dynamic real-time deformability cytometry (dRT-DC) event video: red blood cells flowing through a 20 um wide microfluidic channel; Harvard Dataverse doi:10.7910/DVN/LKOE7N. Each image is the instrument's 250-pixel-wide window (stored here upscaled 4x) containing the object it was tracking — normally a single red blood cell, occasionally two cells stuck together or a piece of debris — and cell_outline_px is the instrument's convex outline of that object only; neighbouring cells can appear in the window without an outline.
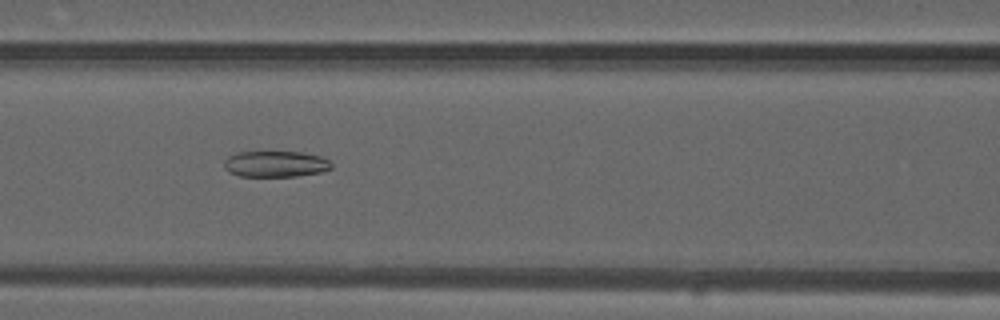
{"species": "common noctule bat (a hibernating species)", "species_latin": "Nyctalus noctula", "temperature_condition": "warm", "stored_images_in_passage": 47, "camera_frame_rate_fps": 3000, "um_per_image_px": 0.085, "animal": {"sex": "male", "forearm_length_mm": 52.5}, "frame": {"image": 1, "passage_image": 18, "time_ms": 5.667, "image_size_px": [1000, 320], "cell_outline_px": [[332, 168], [320, 172], [296, 176], [240, 176], [228, 172], [224, 168], [224, 160], [228, 156], [236, 152], [300, 152], [320, 156], [328, 160], [332, 164]], "centroid_in_image_um": [23.39, 13.94], "position_along_channel_um": 143.2, "area_um2": 16.3}}
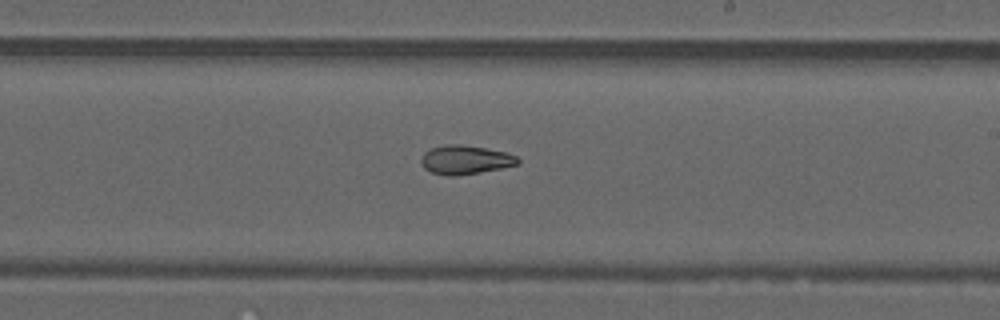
{"frame": {"image": 2, "passage_image": 26, "time_ms": 8.333, "image_size_px": [1000, 320], "cell_outline_px": [[520, 164], [480, 172], [456, 176], [448, 176], [432, 172], [424, 168], [420, 160], [424, 152], [428, 148], [448, 144], [460, 144], [508, 152], [516, 156], [520, 160]], "centroid_in_image_um": [39.54, 13.57], "position_along_channel_um": 249.5, "area_um2": 16.36}}
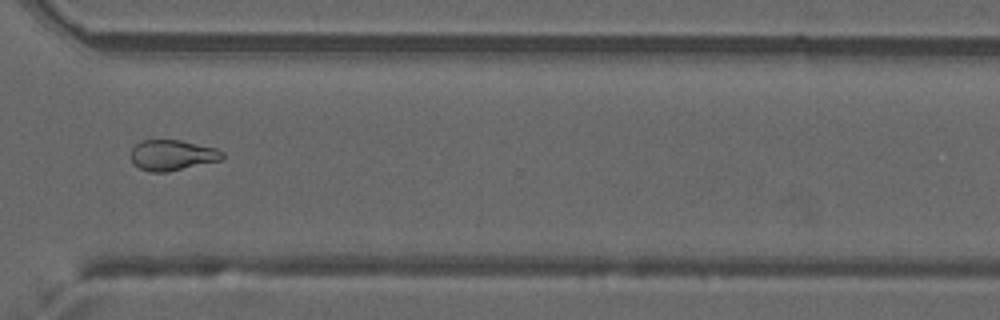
{"frame": {"image": 3, "passage_image": 34, "time_ms": 11.0, "image_size_px": [1000, 320], "cell_outline_px": [[224, 156], [220, 160], [168, 172], [148, 172], [140, 168], [132, 160], [132, 148], [140, 140], [180, 140], [216, 148], [224, 152]], "centroid_in_image_um": [14.65, 13.18], "position_along_channel_um": 355.9, "area_um2": 16.18}, "authors_computed_cell_mechanics": {"area_um2": 17.2822, "velocity_mm_per_s": 3.996, "shape_relaxation_time_tau1_ms": null, "shape_relaxation_time_tau2_ms": 4.6075, "deformation_change_tau1": null, "deformation_change_tau2": 0.1275}}